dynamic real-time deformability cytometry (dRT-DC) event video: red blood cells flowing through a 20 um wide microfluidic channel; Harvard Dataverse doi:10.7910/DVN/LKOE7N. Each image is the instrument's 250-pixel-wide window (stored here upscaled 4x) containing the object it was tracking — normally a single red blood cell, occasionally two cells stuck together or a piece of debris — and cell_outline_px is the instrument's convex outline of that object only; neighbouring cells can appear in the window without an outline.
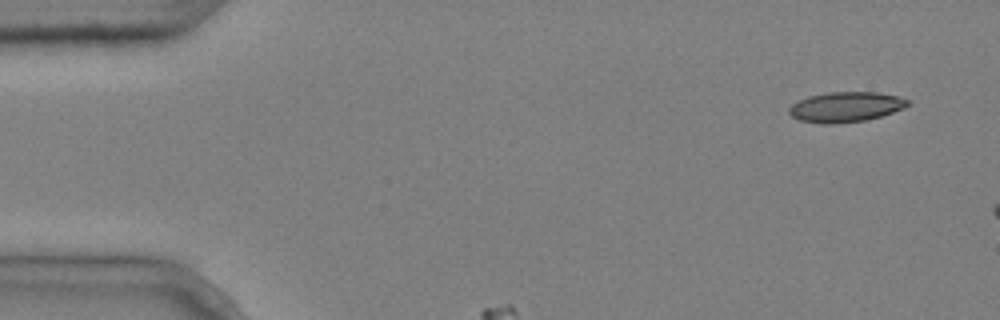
{"species": "common noctule bat (a hibernating species)", "species_latin": "Nyctalus noctula", "temperature_condition": "cold", "stored_images_in_passage": 4, "camera_frame_rate_fps": 3000, "um_per_image_px": 0.085, "animal": {"sex": "male", "body_mass_g": 20.4}, "frame": {"image": 1, "passage_image": 1, "time_ms": 0.0, "image_size_px": [1000, 320], "cell_outline_px": [[908, 104], [904, 108], [880, 116], [864, 120], [832, 124], [824, 124], [800, 120], [792, 116], [788, 112], [788, 108], [792, 104], [808, 96], [828, 92], [876, 92], [900, 96], [908, 100]], "centroid_in_image_um": [71.87, 9.08], "position_along_channel_um": 13.1, "area_um2": 20.69}}